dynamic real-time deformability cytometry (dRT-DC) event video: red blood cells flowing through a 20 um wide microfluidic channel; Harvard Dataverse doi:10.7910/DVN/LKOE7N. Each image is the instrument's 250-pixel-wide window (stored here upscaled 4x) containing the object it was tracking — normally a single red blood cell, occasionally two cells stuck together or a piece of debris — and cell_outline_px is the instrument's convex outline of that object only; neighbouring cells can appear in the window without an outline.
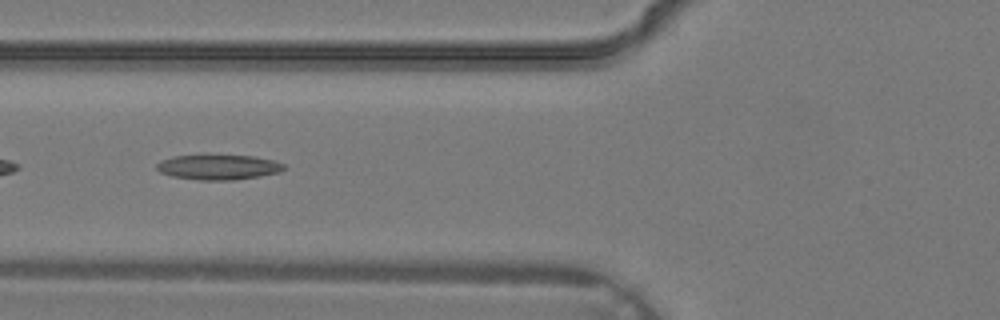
{"species": "common noctule bat (a hibernating species)", "species_latin": "Nyctalus noctula", "temperature_condition": "warm", "stored_images_in_passage": 32, "camera_frame_rate_fps": 3000, "um_per_image_px": 0.085, "animal": {"sex": "male", "body_mass_g": 19.2, "forearm_length_mm": 51.8}, "frame": {"image": 1, "passage_image": 10, "time_ms": 3.0, "image_size_px": [1000, 320], "cell_outline_px": [[288, 168], [280, 172], [260, 176], [236, 180], [200, 180], [172, 176], [160, 172], [156, 168], [156, 164], [160, 160], [172, 156], [252, 156], [272, 160], [284, 164]], "centroid_in_image_um": [18.58, 14.22], "position_along_channel_um": 107.2, "area_um2": 18.44}}
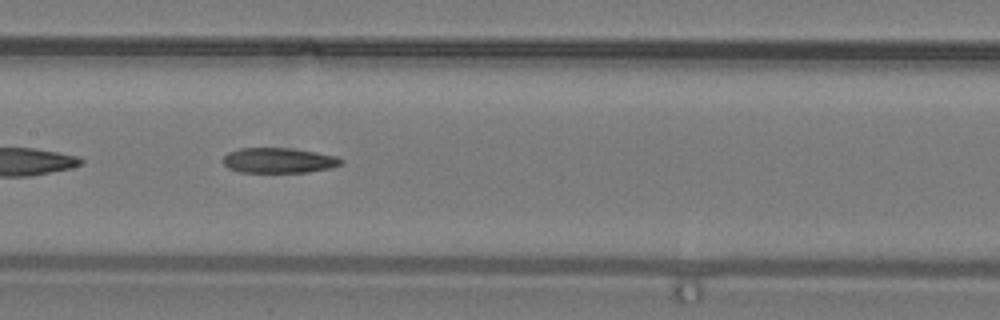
{"frame": {"image": 2, "passage_image": 14, "time_ms": 4.333, "image_size_px": [1000, 320], "cell_outline_px": [[344, 164], [328, 168], [308, 172], [240, 172], [228, 168], [220, 160], [228, 152], [240, 148], [292, 148], [316, 152], [336, 156], [344, 160]], "centroid_in_image_um": [23.68, 13.63], "position_along_channel_um": 183.7, "area_um2": 17.46}}
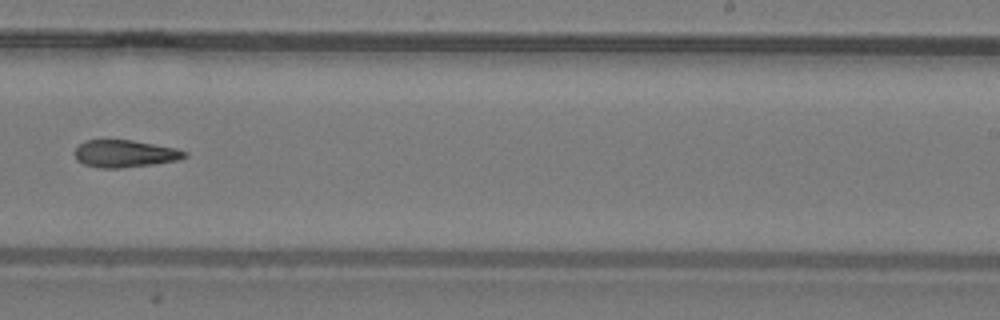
{"frame": {"image": 3, "passage_image": 19, "time_ms": 6.0, "image_size_px": [1000, 320], "cell_outline_px": [[188, 156], [180, 160], [156, 164], [120, 168], [100, 168], [84, 164], [76, 160], [72, 152], [84, 140], [132, 140], [176, 148], [188, 152]], "centroid_in_image_um": [10.62, 13.07], "position_along_channel_um": 278.4, "area_um2": 17.74}}